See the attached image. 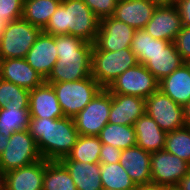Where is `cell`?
Returning a JSON list of instances; mask_svg holds the SVG:
<instances>
[{"label":"cell","mask_w":190,"mask_h":190,"mask_svg":"<svg viewBox=\"0 0 190 190\" xmlns=\"http://www.w3.org/2000/svg\"><path fill=\"white\" fill-rule=\"evenodd\" d=\"M28 131L37 142L43 159L60 161L67 157L76 144L79 133L73 118H29Z\"/></svg>","instance_id":"cell-1"},{"label":"cell","mask_w":190,"mask_h":190,"mask_svg":"<svg viewBox=\"0 0 190 190\" xmlns=\"http://www.w3.org/2000/svg\"><path fill=\"white\" fill-rule=\"evenodd\" d=\"M58 60L45 82L77 81L91 76L93 44L69 34L55 35Z\"/></svg>","instance_id":"cell-2"},{"label":"cell","mask_w":190,"mask_h":190,"mask_svg":"<svg viewBox=\"0 0 190 190\" xmlns=\"http://www.w3.org/2000/svg\"><path fill=\"white\" fill-rule=\"evenodd\" d=\"M100 19L83 0H62L43 32L49 35L69 34L94 44Z\"/></svg>","instance_id":"cell-3"},{"label":"cell","mask_w":190,"mask_h":190,"mask_svg":"<svg viewBox=\"0 0 190 190\" xmlns=\"http://www.w3.org/2000/svg\"><path fill=\"white\" fill-rule=\"evenodd\" d=\"M130 48L158 81L185 63L174 42L155 39L144 29L135 30Z\"/></svg>","instance_id":"cell-4"},{"label":"cell","mask_w":190,"mask_h":190,"mask_svg":"<svg viewBox=\"0 0 190 190\" xmlns=\"http://www.w3.org/2000/svg\"><path fill=\"white\" fill-rule=\"evenodd\" d=\"M131 48L101 51L92 48L91 76L102 88H107L119 75L138 64Z\"/></svg>","instance_id":"cell-5"},{"label":"cell","mask_w":190,"mask_h":190,"mask_svg":"<svg viewBox=\"0 0 190 190\" xmlns=\"http://www.w3.org/2000/svg\"><path fill=\"white\" fill-rule=\"evenodd\" d=\"M46 83L52 85L64 116L70 118L82 111L102 89L92 76L77 81Z\"/></svg>","instance_id":"cell-6"},{"label":"cell","mask_w":190,"mask_h":190,"mask_svg":"<svg viewBox=\"0 0 190 190\" xmlns=\"http://www.w3.org/2000/svg\"><path fill=\"white\" fill-rule=\"evenodd\" d=\"M43 30L23 18L8 23L0 38V57L25 58Z\"/></svg>","instance_id":"cell-7"},{"label":"cell","mask_w":190,"mask_h":190,"mask_svg":"<svg viewBox=\"0 0 190 190\" xmlns=\"http://www.w3.org/2000/svg\"><path fill=\"white\" fill-rule=\"evenodd\" d=\"M41 159L37 142L25 129L11 134L8 146L0 156V169L7 173Z\"/></svg>","instance_id":"cell-8"},{"label":"cell","mask_w":190,"mask_h":190,"mask_svg":"<svg viewBox=\"0 0 190 190\" xmlns=\"http://www.w3.org/2000/svg\"><path fill=\"white\" fill-rule=\"evenodd\" d=\"M106 89L111 94L146 99L159 89V81L143 64L138 63L119 75Z\"/></svg>","instance_id":"cell-9"},{"label":"cell","mask_w":190,"mask_h":190,"mask_svg":"<svg viewBox=\"0 0 190 190\" xmlns=\"http://www.w3.org/2000/svg\"><path fill=\"white\" fill-rule=\"evenodd\" d=\"M111 93L102 88L95 97L73 117L79 135L98 136L108 123Z\"/></svg>","instance_id":"cell-10"},{"label":"cell","mask_w":190,"mask_h":190,"mask_svg":"<svg viewBox=\"0 0 190 190\" xmlns=\"http://www.w3.org/2000/svg\"><path fill=\"white\" fill-rule=\"evenodd\" d=\"M145 112L166 133L186 126L184 107L159 89L145 99Z\"/></svg>","instance_id":"cell-11"},{"label":"cell","mask_w":190,"mask_h":190,"mask_svg":"<svg viewBox=\"0 0 190 190\" xmlns=\"http://www.w3.org/2000/svg\"><path fill=\"white\" fill-rule=\"evenodd\" d=\"M190 171V163L165 149L151 154V179L153 184L177 187Z\"/></svg>","instance_id":"cell-12"},{"label":"cell","mask_w":190,"mask_h":190,"mask_svg":"<svg viewBox=\"0 0 190 190\" xmlns=\"http://www.w3.org/2000/svg\"><path fill=\"white\" fill-rule=\"evenodd\" d=\"M135 29L110 16L100 20L94 46L101 51H118L131 47Z\"/></svg>","instance_id":"cell-13"},{"label":"cell","mask_w":190,"mask_h":190,"mask_svg":"<svg viewBox=\"0 0 190 190\" xmlns=\"http://www.w3.org/2000/svg\"><path fill=\"white\" fill-rule=\"evenodd\" d=\"M143 29L155 39L174 42L182 29L181 17L176 5H158Z\"/></svg>","instance_id":"cell-14"},{"label":"cell","mask_w":190,"mask_h":190,"mask_svg":"<svg viewBox=\"0 0 190 190\" xmlns=\"http://www.w3.org/2000/svg\"><path fill=\"white\" fill-rule=\"evenodd\" d=\"M25 60L46 80L58 60L55 36L42 31L26 54Z\"/></svg>","instance_id":"cell-15"},{"label":"cell","mask_w":190,"mask_h":190,"mask_svg":"<svg viewBox=\"0 0 190 190\" xmlns=\"http://www.w3.org/2000/svg\"><path fill=\"white\" fill-rule=\"evenodd\" d=\"M157 6L154 0H118L112 17L139 30L147 25Z\"/></svg>","instance_id":"cell-16"},{"label":"cell","mask_w":190,"mask_h":190,"mask_svg":"<svg viewBox=\"0 0 190 190\" xmlns=\"http://www.w3.org/2000/svg\"><path fill=\"white\" fill-rule=\"evenodd\" d=\"M145 113V99L132 95L111 94L108 123L134 126Z\"/></svg>","instance_id":"cell-17"},{"label":"cell","mask_w":190,"mask_h":190,"mask_svg":"<svg viewBox=\"0 0 190 190\" xmlns=\"http://www.w3.org/2000/svg\"><path fill=\"white\" fill-rule=\"evenodd\" d=\"M0 78L29 91L45 82L42 76L27 63L25 58L2 59Z\"/></svg>","instance_id":"cell-18"},{"label":"cell","mask_w":190,"mask_h":190,"mask_svg":"<svg viewBox=\"0 0 190 190\" xmlns=\"http://www.w3.org/2000/svg\"><path fill=\"white\" fill-rule=\"evenodd\" d=\"M29 117L48 119L64 117L51 84L44 82L29 91Z\"/></svg>","instance_id":"cell-19"},{"label":"cell","mask_w":190,"mask_h":190,"mask_svg":"<svg viewBox=\"0 0 190 190\" xmlns=\"http://www.w3.org/2000/svg\"><path fill=\"white\" fill-rule=\"evenodd\" d=\"M151 154L137 145L121 152L119 163L136 186L152 183Z\"/></svg>","instance_id":"cell-20"},{"label":"cell","mask_w":190,"mask_h":190,"mask_svg":"<svg viewBox=\"0 0 190 190\" xmlns=\"http://www.w3.org/2000/svg\"><path fill=\"white\" fill-rule=\"evenodd\" d=\"M45 159L5 173L4 190H42Z\"/></svg>","instance_id":"cell-21"},{"label":"cell","mask_w":190,"mask_h":190,"mask_svg":"<svg viewBox=\"0 0 190 190\" xmlns=\"http://www.w3.org/2000/svg\"><path fill=\"white\" fill-rule=\"evenodd\" d=\"M60 162L68 170L77 190H102L100 163H83L71 160L68 156Z\"/></svg>","instance_id":"cell-22"},{"label":"cell","mask_w":190,"mask_h":190,"mask_svg":"<svg viewBox=\"0 0 190 190\" xmlns=\"http://www.w3.org/2000/svg\"><path fill=\"white\" fill-rule=\"evenodd\" d=\"M159 90L175 103L185 106L190 101V69L186 63L159 81Z\"/></svg>","instance_id":"cell-23"},{"label":"cell","mask_w":190,"mask_h":190,"mask_svg":"<svg viewBox=\"0 0 190 190\" xmlns=\"http://www.w3.org/2000/svg\"><path fill=\"white\" fill-rule=\"evenodd\" d=\"M136 145L150 153L164 149L166 132L145 112L134 124Z\"/></svg>","instance_id":"cell-24"},{"label":"cell","mask_w":190,"mask_h":190,"mask_svg":"<svg viewBox=\"0 0 190 190\" xmlns=\"http://www.w3.org/2000/svg\"><path fill=\"white\" fill-rule=\"evenodd\" d=\"M61 1L62 0H24L22 18L43 30Z\"/></svg>","instance_id":"cell-25"},{"label":"cell","mask_w":190,"mask_h":190,"mask_svg":"<svg viewBox=\"0 0 190 190\" xmlns=\"http://www.w3.org/2000/svg\"><path fill=\"white\" fill-rule=\"evenodd\" d=\"M98 137L103 144L112 145L120 150L136 145L134 126L107 123Z\"/></svg>","instance_id":"cell-26"},{"label":"cell","mask_w":190,"mask_h":190,"mask_svg":"<svg viewBox=\"0 0 190 190\" xmlns=\"http://www.w3.org/2000/svg\"><path fill=\"white\" fill-rule=\"evenodd\" d=\"M42 190H77L68 170L60 161L45 160Z\"/></svg>","instance_id":"cell-27"},{"label":"cell","mask_w":190,"mask_h":190,"mask_svg":"<svg viewBox=\"0 0 190 190\" xmlns=\"http://www.w3.org/2000/svg\"><path fill=\"white\" fill-rule=\"evenodd\" d=\"M101 145L98 136L79 135L68 157L80 163H100Z\"/></svg>","instance_id":"cell-28"},{"label":"cell","mask_w":190,"mask_h":190,"mask_svg":"<svg viewBox=\"0 0 190 190\" xmlns=\"http://www.w3.org/2000/svg\"><path fill=\"white\" fill-rule=\"evenodd\" d=\"M100 166L103 189L135 190L136 185L120 163L100 164Z\"/></svg>","instance_id":"cell-29"},{"label":"cell","mask_w":190,"mask_h":190,"mask_svg":"<svg viewBox=\"0 0 190 190\" xmlns=\"http://www.w3.org/2000/svg\"><path fill=\"white\" fill-rule=\"evenodd\" d=\"M29 118V109L0 108V133L11 136L14 132L28 129Z\"/></svg>","instance_id":"cell-30"},{"label":"cell","mask_w":190,"mask_h":190,"mask_svg":"<svg viewBox=\"0 0 190 190\" xmlns=\"http://www.w3.org/2000/svg\"><path fill=\"white\" fill-rule=\"evenodd\" d=\"M29 109V90L0 78V108Z\"/></svg>","instance_id":"cell-31"},{"label":"cell","mask_w":190,"mask_h":190,"mask_svg":"<svg viewBox=\"0 0 190 190\" xmlns=\"http://www.w3.org/2000/svg\"><path fill=\"white\" fill-rule=\"evenodd\" d=\"M164 149L190 163V127L167 132Z\"/></svg>","instance_id":"cell-32"},{"label":"cell","mask_w":190,"mask_h":190,"mask_svg":"<svg viewBox=\"0 0 190 190\" xmlns=\"http://www.w3.org/2000/svg\"><path fill=\"white\" fill-rule=\"evenodd\" d=\"M24 0H0V17L7 23L22 18Z\"/></svg>","instance_id":"cell-33"},{"label":"cell","mask_w":190,"mask_h":190,"mask_svg":"<svg viewBox=\"0 0 190 190\" xmlns=\"http://www.w3.org/2000/svg\"><path fill=\"white\" fill-rule=\"evenodd\" d=\"M101 20L113 15L118 0H83Z\"/></svg>","instance_id":"cell-34"},{"label":"cell","mask_w":190,"mask_h":190,"mask_svg":"<svg viewBox=\"0 0 190 190\" xmlns=\"http://www.w3.org/2000/svg\"><path fill=\"white\" fill-rule=\"evenodd\" d=\"M176 49L184 62L190 60V26H182L174 40Z\"/></svg>","instance_id":"cell-35"},{"label":"cell","mask_w":190,"mask_h":190,"mask_svg":"<svg viewBox=\"0 0 190 190\" xmlns=\"http://www.w3.org/2000/svg\"><path fill=\"white\" fill-rule=\"evenodd\" d=\"M122 150L113 147L109 144L101 145L100 164H115L119 163Z\"/></svg>","instance_id":"cell-36"},{"label":"cell","mask_w":190,"mask_h":190,"mask_svg":"<svg viewBox=\"0 0 190 190\" xmlns=\"http://www.w3.org/2000/svg\"><path fill=\"white\" fill-rule=\"evenodd\" d=\"M175 5L181 17L182 26H190V0H177Z\"/></svg>","instance_id":"cell-37"},{"label":"cell","mask_w":190,"mask_h":190,"mask_svg":"<svg viewBox=\"0 0 190 190\" xmlns=\"http://www.w3.org/2000/svg\"><path fill=\"white\" fill-rule=\"evenodd\" d=\"M170 187L165 185L159 184H144V185H137L135 190H169Z\"/></svg>","instance_id":"cell-38"},{"label":"cell","mask_w":190,"mask_h":190,"mask_svg":"<svg viewBox=\"0 0 190 190\" xmlns=\"http://www.w3.org/2000/svg\"><path fill=\"white\" fill-rule=\"evenodd\" d=\"M177 188L180 190H190V171L180 180Z\"/></svg>","instance_id":"cell-39"},{"label":"cell","mask_w":190,"mask_h":190,"mask_svg":"<svg viewBox=\"0 0 190 190\" xmlns=\"http://www.w3.org/2000/svg\"><path fill=\"white\" fill-rule=\"evenodd\" d=\"M10 136H6L0 133V156L8 146Z\"/></svg>","instance_id":"cell-40"},{"label":"cell","mask_w":190,"mask_h":190,"mask_svg":"<svg viewBox=\"0 0 190 190\" xmlns=\"http://www.w3.org/2000/svg\"><path fill=\"white\" fill-rule=\"evenodd\" d=\"M184 107V122L187 127H190V101Z\"/></svg>","instance_id":"cell-41"},{"label":"cell","mask_w":190,"mask_h":190,"mask_svg":"<svg viewBox=\"0 0 190 190\" xmlns=\"http://www.w3.org/2000/svg\"><path fill=\"white\" fill-rule=\"evenodd\" d=\"M7 24L8 23L2 17H0V38L5 31Z\"/></svg>","instance_id":"cell-42"},{"label":"cell","mask_w":190,"mask_h":190,"mask_svg":"<svg viewBox=\"0 0 190 190\" xmlns=\"http://www.w3.org/2000/svg\"><path fill=\"white\" fill-rule=\"evenodd\" d=\"M5 172L0 169V190H4Z\"/></svg>","instance_id":"cell-43"},{"label":"cell","mask_w":190,"mask_h":190,"mask_svg":"<svg viewBox=\"0 0 190 190\" xmlns=\"http://www.w3.org/2000/svg\"><path fill=\"white\" fill-rule=\"evenodd\" d=\"M158 5L175 4L177 0H154Z\"/></svg>","instance_id":"cell-44"},{"label":"cell","mask_w":190,"mask_h":190,"mask_svg":"<svg viewBox=\"0 0 190 190\" xmlns=\"http://www.w3.org/2000/svg\"><path fill=\"white\" fill-rule=\"evenodd\" d=\"M169 190H180L177 187H170Z\"/></svg>","instance_id":"cell-45"},{"label":"cell","mask_w":190,"mask_h":190,"mask_svg":"<svg viewBox=\"0 0 190 190\" xmlns=\"http://www.w3.org/2000/svg\"><path fill=\"white\" fill-rule=\"evenodd\" d=\"M185 63L187 64V66H188L189 69H190V60L186 61Z\"/></svg>","instance_id":"cell-46"}]
</instances>
